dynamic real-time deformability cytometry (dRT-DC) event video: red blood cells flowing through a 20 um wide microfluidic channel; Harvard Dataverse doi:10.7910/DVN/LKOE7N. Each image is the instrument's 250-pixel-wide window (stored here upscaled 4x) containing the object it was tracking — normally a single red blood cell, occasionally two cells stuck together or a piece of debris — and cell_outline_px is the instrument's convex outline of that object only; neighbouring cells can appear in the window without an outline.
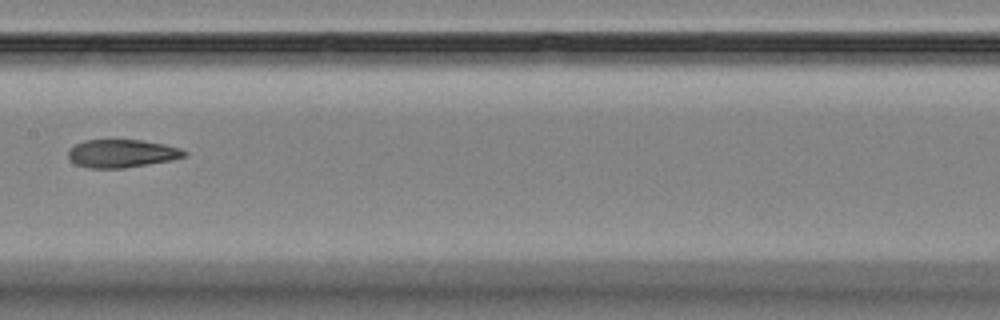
{"species": "Egyptian fruit bat (a non-hibernating species)", "species_latin": "Rousettus aegyptiacus", "temperature_condition": "room temperature", "stored_images_in_passage": 9, "camera_frame_rate_fps": 3000, "um_per_image_px": 0.085, "animal": {"sex": "female"}, "frame": {"image": 1, "passage_image": 8, "time_ms": 8.333, "image_size_px": [1000, 320], "cell_outline_px": [[188, 152], [184, 156], [172, 160], [124, 168], [88, 168], [76, 164], [68, 156], [68, 148], [84, 140], [144, 140], [164, 144], [180, 148]], "centroid_in_image_um": [10.35, 13.04], "position_along_channel_um": 197.1, "area_um2": 18.96}}
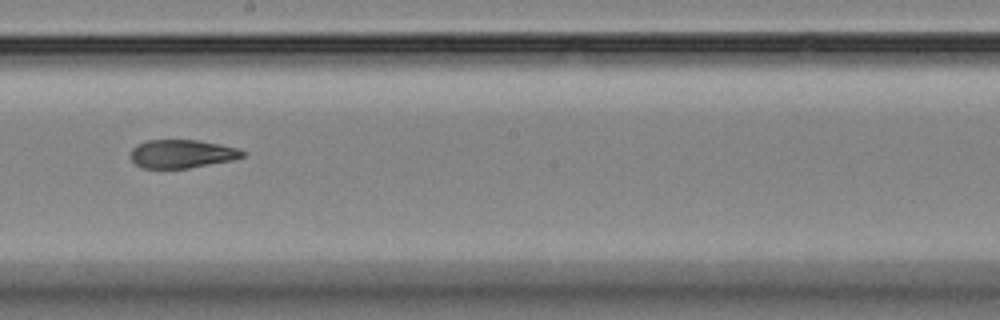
{"frame": {"image": 2, "passage_image": 9, "time_ms": 9.333, "image_size_px": [1000, 320], "cell_outline_px": [[244, 156], [232, 160], [188, 168], [140, 168], [128, 156], [132, 148], [136, 144], [148, 140], [196, 140], [220, 144], [236, 148], [244, 152]], "centroid_in_image_um": [15.39, 13.07], "position_along_channel_um": 232.8, "area_um2": 18.5}}